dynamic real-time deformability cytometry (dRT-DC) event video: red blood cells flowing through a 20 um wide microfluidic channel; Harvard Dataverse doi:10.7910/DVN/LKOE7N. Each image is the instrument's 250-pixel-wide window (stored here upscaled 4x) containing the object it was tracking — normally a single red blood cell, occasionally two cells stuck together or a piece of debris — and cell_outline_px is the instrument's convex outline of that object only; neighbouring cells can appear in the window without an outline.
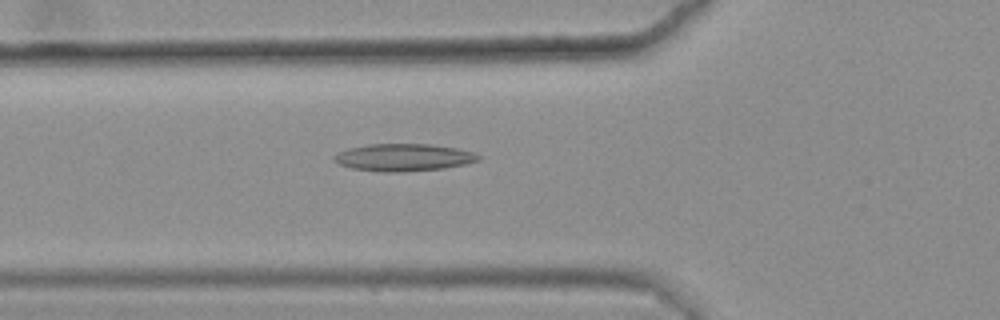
{"species": "common noctule bat (a hibernating species)", "species_latin": "Nyctalus noctula", "temperature_condition": "warm", "stored_images_in_passage": 33, "camera_frame_rate_fps": 3000, "um_per_image_px": 0.085, "animal": {"sex": "female", "body_mass_g": 25.1}, "frame": {"image": 1, "passage_image": 3, "time_ms": 0.667, "image_size_px": [1000, 320], "cell_outline_px": [[480, 160], [464, 164], [444, 168], [404, 172], [384, 172], [352, 168], [340, 164], [332, 160], [332, 156], [348, 148], [368, 144], [432, 144], [456, 148], [472, 152], [480, 156]], "centroid_in_image_um": [34.29, 13.38], "position_along_channel_um": 91.5, "area_um2": 22.95}}
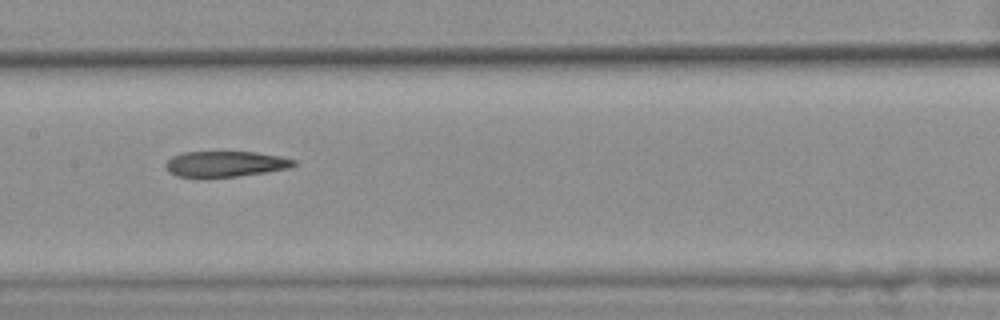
{"frame": {"image": 2, "passage_image": 11, "time_ms": 3.333, "image_size_px": [1000, 320], "cell_outline_px": [[296, 164], [288, 168], [264, 172], [236, 176], [176, 176], [168, 172], [164, 168], [164, 164], [172, 156], [184, 152], [256, 152], [280, 156], [296, 160]], "centroid_in_image_um": [19.13, 13.92], "position_along_channel_um": 188.3, "area_um2": 18.9}}
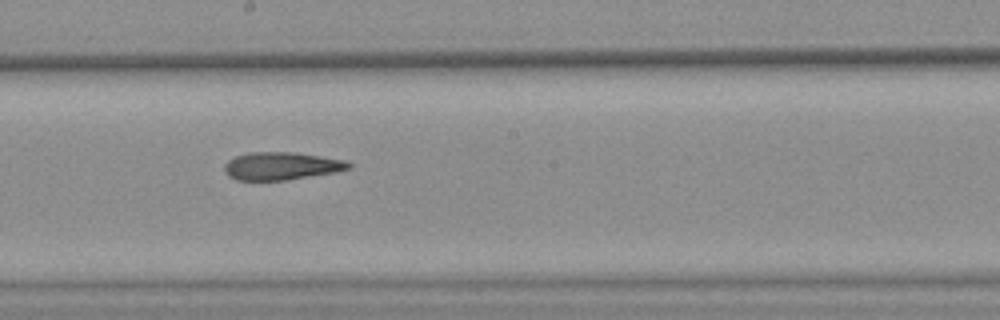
{"frame": {"image": 3, "passage_image": 14, "time_ms": 4.333, "image_size_px": [1000, 320], "cell_outline_px": [[352, 164], [348, 168], [336, 172], [284, 180], [236, 180], [228, 176], [224, 172], [224, 164], [228, 160], [236, 156], [248, 152], [296, 152], [344, 160]], "centroid_in_image_um": [23.86, 14.1], "position_along_channel_um": 224.3, "area_um2": 20.06}, "authors_computed_cell_mechanics": {"area_um2": 20.23, "velocity_mm_per_s": 3.6164, "shape_relaxation_time_tau1_ms": null, "shape_relaxation_time_tau2_ms": 9.0684, "deformation_change_tau1": null, "deformation_change_tau2": 0.2407}}